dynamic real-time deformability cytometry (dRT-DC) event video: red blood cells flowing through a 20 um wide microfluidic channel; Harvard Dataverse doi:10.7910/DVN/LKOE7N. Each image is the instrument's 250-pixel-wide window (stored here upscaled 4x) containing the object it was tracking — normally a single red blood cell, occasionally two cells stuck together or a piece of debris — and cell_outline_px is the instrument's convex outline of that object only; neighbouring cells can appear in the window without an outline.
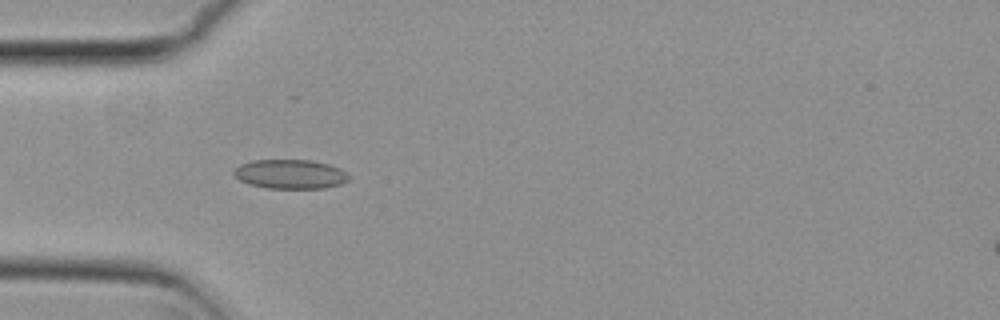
{"species": "common noctule bat (a hibernating species)", "species_latin": "Nyctalus noctula", "temperature_condition": "cold", "stored_images_in_passage": 4, "camera_frame_rate_fps": 3000, "um_per_image_px": 0.085, "animal": {"sex": "female", "body_mass_g": 29.2, "forearm_length_mm": 56.3}, "frame": {"image": 1, "passage_image": 3, "time_ms": 0.667, "image_size_px": [1000, 320], "cell_outline_px": [[352, 176], [348, 180], [340, 184], [324, 188], [268, 188], [248, 184], [240, 180], [232, 172], [240, 164], [252, 160], [312, 160], [328, 164], [340, 168]], "centroid_in_image_um": [24.69, 14.8], "position_along_channel_um": 60.3, "area_um2": 19.65}}
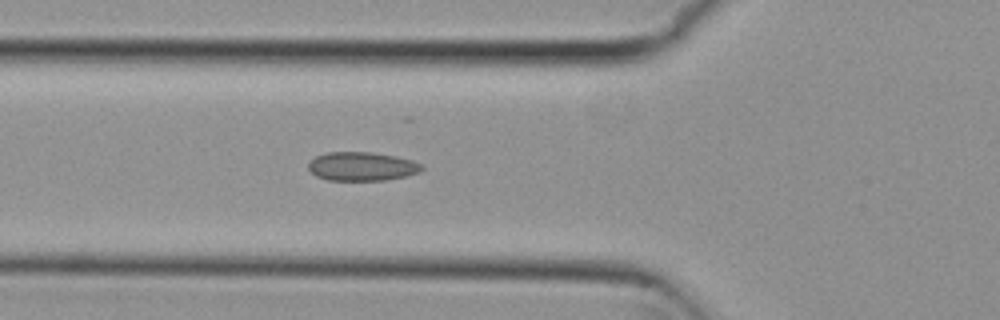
{"frame": {"image": 2, "passage_image": 4, "time_ms": 1.0, "image_size_px": [1000, 320], "cell_outline_px": [[424, 168], [420, 172], [404, 176], [384, 180], [328, 180], [316, 176], [308, 168], [308, 164], [316, 156], [328, 152], [372, 152], [396, 156], [412, 160], [420, 164]], "centroid_in_image_um": [30.76, 14.14], "position_along_channel_um": 95.0, "area_um2": 18.9}}